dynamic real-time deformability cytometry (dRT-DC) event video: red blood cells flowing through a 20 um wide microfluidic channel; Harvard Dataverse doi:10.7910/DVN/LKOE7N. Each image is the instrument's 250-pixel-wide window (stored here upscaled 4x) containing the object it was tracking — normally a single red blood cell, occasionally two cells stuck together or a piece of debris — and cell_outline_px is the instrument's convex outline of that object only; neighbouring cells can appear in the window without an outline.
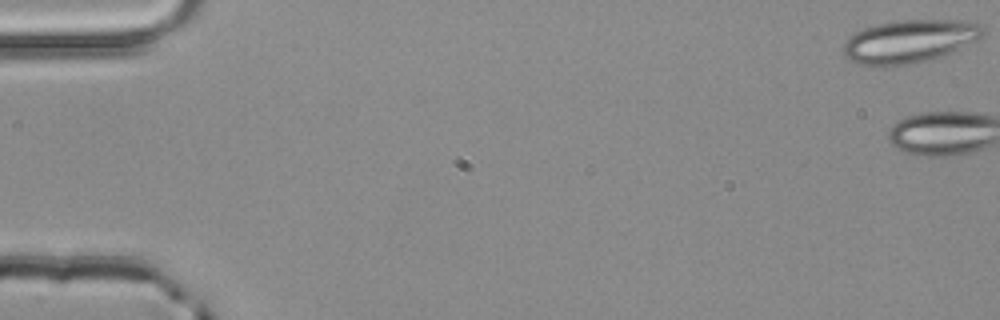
{"species": "common noctule bat (a hibernating species)", "species_latin": "Nyctalus noctula", "temperature_condition": "room temperature", "stored_images_in_passage": 4, "camera_frame_rate_fps": 3000, "um_per_image_px": 0.085, "animal": {"sex": "male", "body_mass_g": 20.4}, "frame": {"image": 1, "passage_image": 1, "time_ms": 0.0, "image_size_px": [1000, 320], "cell_outline_px": [[984, 32], [976, 40], [940, 56], [924, 60], [884, 68], [860, 64], [848, 60], [844, 56], [844, 44], [856, 32], [864, 28], [876, 24], [896, 20], [972, 20], [980, 24]], "centroid_in_image_um": [77.27, 3.5], "position_along_channel_um": 7.7, "area_um2": 34.74}}